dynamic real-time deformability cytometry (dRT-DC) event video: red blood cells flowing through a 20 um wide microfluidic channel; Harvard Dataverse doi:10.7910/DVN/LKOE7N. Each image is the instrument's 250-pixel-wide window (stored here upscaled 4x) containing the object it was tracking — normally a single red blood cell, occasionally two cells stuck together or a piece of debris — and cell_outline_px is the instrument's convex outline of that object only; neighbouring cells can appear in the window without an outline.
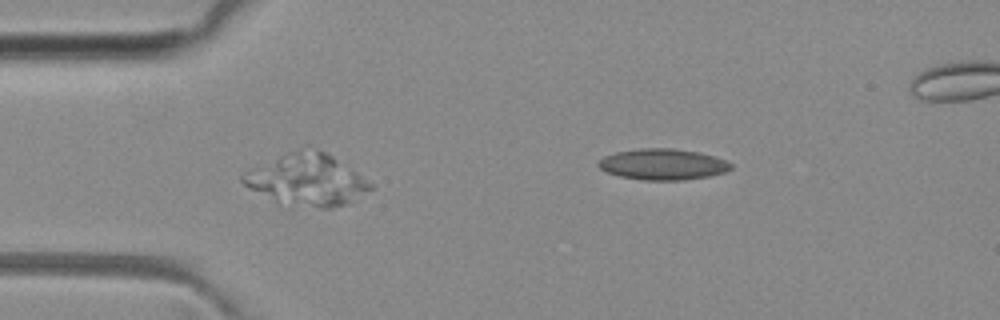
{"species": "common noctule bat (a hibernating species)", "species_latin": "Nyctalus noctula", "temperature_condition": "room temperature", "stored_images_in_passage": 11, "camera_frame_rate_fps": 3000, "um_per_image_px": 0.085, "animal": {"sex": "female", "body_mass_g": 29.2, "forearm_length_mm": 56.3}, "frame": {"image": 1, "passage_image": 10, "time_ms": 3.0, "image_size_px": [1000, 320], "cell_outline_px": [[372, 188], [348, 204], [332, 208], [320, 208], [276, 200], [244, 184], [240, 180], [240, 176], [244, 172], [288, 152], [324, 152], [332, 156], [372, 184]], "centroid_in_image_um": [26.11, 15.31], "position_along_channel_um": 58.9, "area_um2": 36.24}}